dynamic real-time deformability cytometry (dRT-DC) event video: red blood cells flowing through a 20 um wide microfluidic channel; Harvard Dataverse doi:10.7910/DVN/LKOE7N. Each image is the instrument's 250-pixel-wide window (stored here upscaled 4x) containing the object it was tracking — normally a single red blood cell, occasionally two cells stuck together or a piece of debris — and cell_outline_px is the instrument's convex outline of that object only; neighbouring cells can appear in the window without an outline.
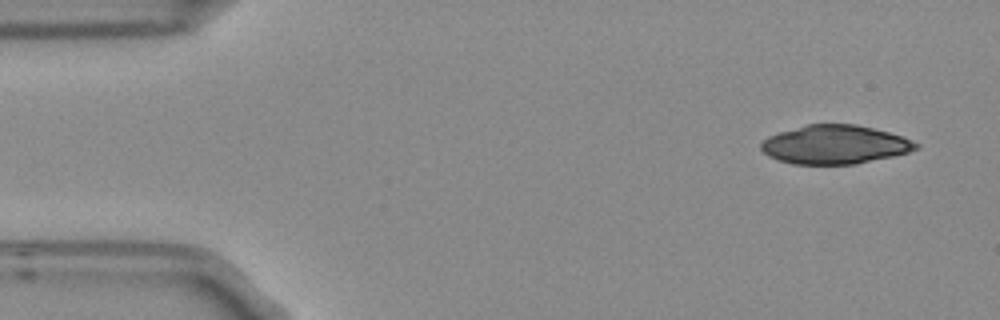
{"species": "Egyptian fruit bat (a non-hibernating species)", "species_latin": "Rousettus aegyptiacus", "temperature_condition": "room temperature", "stored_images_in_passage": 4, "camera_frame_rate_fps": 3000, "um_per_image_px": 0.085, "frame": {"image": 1, "passage_image": 1, "time_ms": 0.0, "image_size_px": [1000, 320], "cell_outline_px": [[920, 148], [908, 152], [892, 156], [856, 164], [792, 164], [768, 156], [760, 148], [760, 144], [768, 136], [780, 132], [808, 124], [856, 124], [904, 136], [920, 144]], "centroid_in_image_um": [70.99, 12.29], "position_along_channel_um": 14.0, "area_um2": 34.91}}